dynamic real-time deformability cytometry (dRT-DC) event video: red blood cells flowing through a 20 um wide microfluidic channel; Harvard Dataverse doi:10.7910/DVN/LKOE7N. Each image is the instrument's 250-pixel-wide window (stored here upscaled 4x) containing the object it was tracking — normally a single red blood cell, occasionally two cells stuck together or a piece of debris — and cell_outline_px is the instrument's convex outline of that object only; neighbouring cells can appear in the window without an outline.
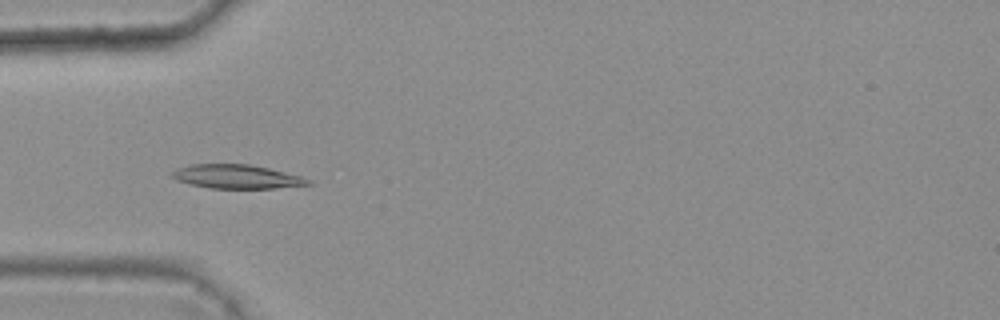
{"species": "common noctule bat (a hibernating species)", "species_latin": "Nyctalus noctula", "temperature_condition": "warm", "stored_images_in_passage": 35, "camera_frame_rate_fps": 3000, "um_per_image_px": 0.085, "animal": {"sex": "female", "body_mass_g": 25.1}, "frame": {"image": 1, "passage_image": 6, "time_ms": 1.667, "image_size_px": [1000, 320], "cell_outline_px": [[312, 184], [276, 188], [208, 188], [176, 180], [172, 176], [172, 172], [176, 168], [192, 164], [248, 164], [268, 168], [300, 176], [308, 180]], "centroid_in_image_um": [20.08, 15.01], "position_along_channel_um": 64.9, "area_um2": 18.67}}
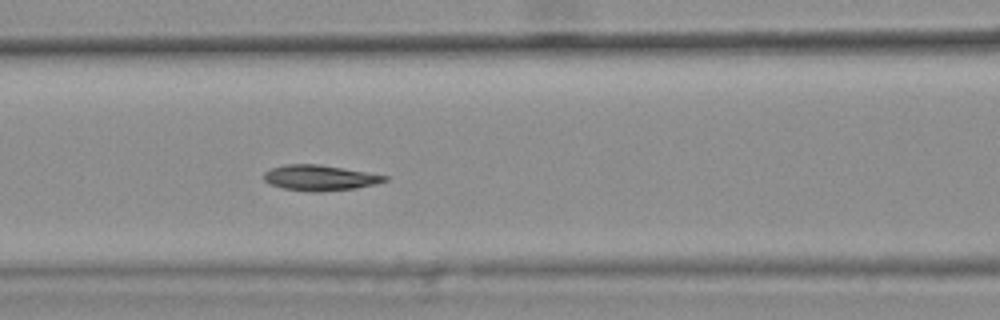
{"frame": {"image": 2, "passage_image": 12, "time_ms": 3.667, "image_size_px": [1000, 320], "cell_outline_px": [[388, 180], [376, 184], [356, 188], [320, 192], [312, 192], [284, 188], [268, 184], [264, 180], [264, 172], [272, 168], [284, 164], [316, 164], [344, 168], [388, 176]], "centroid_in_image_um": [27.17, 15.11], "position_along_channel_um": 139.4, "area_um2": 17.98}}
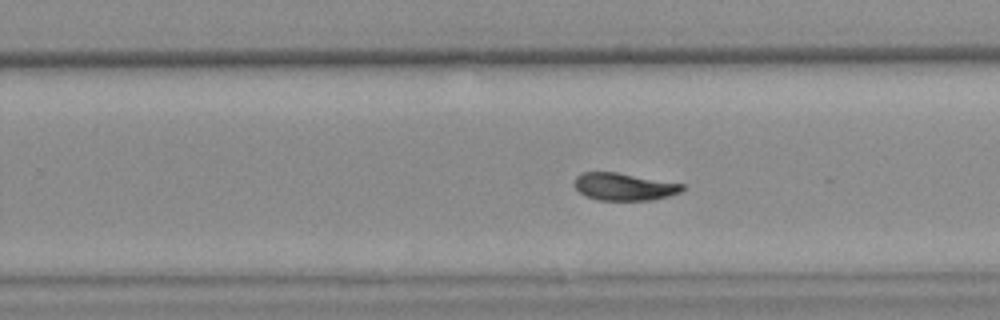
{"frame": {"image": 3, "passage_image": 23, "time_ms": 7.333, "image_size_px": [1000, 320], "cell_outline_px": [[684, 188], [680, 192], [668, 196], [652, 200], [596, 200], [580, 192], [572, 184], [576, 176], [580, 172], [616, 172], [684, 184]], "centroid_in_image_um": [53.01, 15.86], "position_along_channel_um": 276.8, "area_um2": 17.22}, "authors_computed_cell_mechanics": {"area_um2": 17.8602, "velocity_mm_per_s": 3.7543, "shape_relaxation_time_tau1_ms": 11.0075, "shape_relaxation_time_tau2_ms": 5.0119, "deformation_change_tau1": 0.2412, "deformation_change_tau2": 0.0686}}